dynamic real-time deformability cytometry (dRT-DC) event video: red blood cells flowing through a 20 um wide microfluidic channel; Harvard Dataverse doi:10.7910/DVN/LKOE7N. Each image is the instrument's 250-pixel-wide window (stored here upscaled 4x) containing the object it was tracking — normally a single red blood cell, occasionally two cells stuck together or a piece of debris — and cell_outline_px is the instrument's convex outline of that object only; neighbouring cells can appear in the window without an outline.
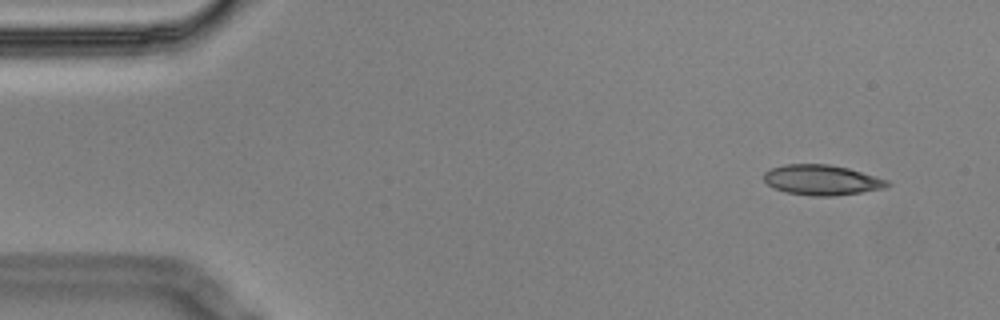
{"species": "Egyptian fruit bat (a non-hibernating species)", "species_latin": "Rousettus aegyptiacus", "temperature_condition": "cold", "stored_images_in_passage": 4, "camera_frame_rate_fps": 3000, "um_per_image_px": 0.085, "animal": {"sex": "male"}, "frame": {"image": 1, "passage_image": 1, "time_ms": 0.0, "image_size_px": [1000, 320], "cell_outline_px": [[892, 184], [884, 188], [836, 196], [812, 196], [784, 192], [768, 184], [764, 180], [764, 172], [772, 168], [784, 164], [828, 164], [848, 168], [888, 180]], "centroid_in_image_um": [69.85, 15.3], "position_along_channel_um": 15.2, "area_um2": 21.68}}
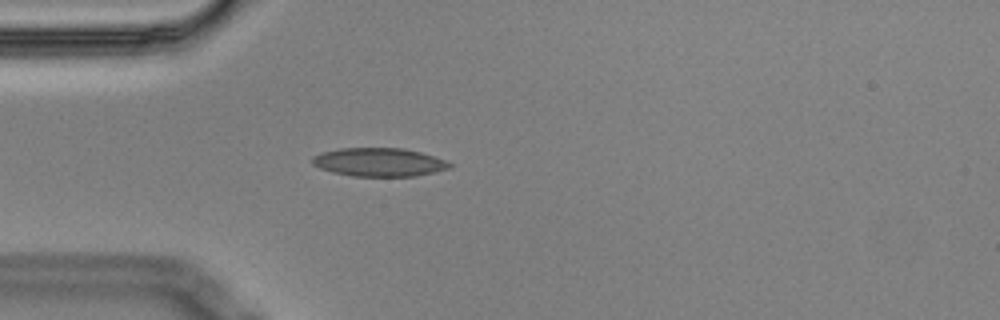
{"frame": {"image": 2, "passage_image": 4, "time_ms": 1.0, "image_size_px": [1000, 320], "cell_outline_px": [[452, 168], [416, 176], [352, 176], [332, 172], [320, 168], [312, 164], [312, 156], [320, 152], [340, 148], [404, 148], [420, 152], [444, 160], [452, 164]], "centroid_in_image_um": [32.19, 13.78], "position_along_channel_um": 52.8, "area_um2": 22.83}}